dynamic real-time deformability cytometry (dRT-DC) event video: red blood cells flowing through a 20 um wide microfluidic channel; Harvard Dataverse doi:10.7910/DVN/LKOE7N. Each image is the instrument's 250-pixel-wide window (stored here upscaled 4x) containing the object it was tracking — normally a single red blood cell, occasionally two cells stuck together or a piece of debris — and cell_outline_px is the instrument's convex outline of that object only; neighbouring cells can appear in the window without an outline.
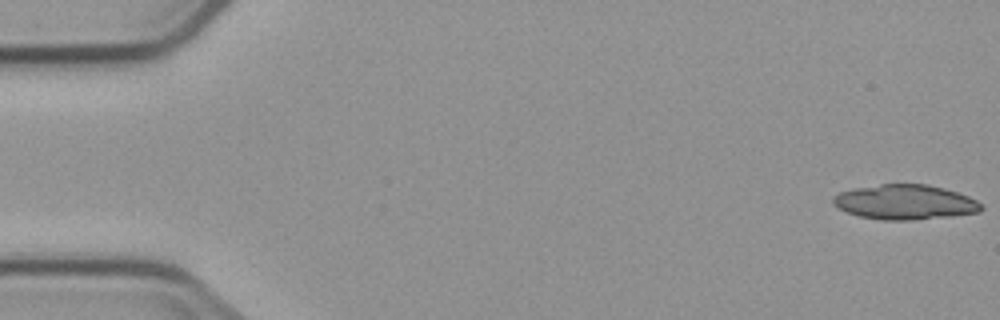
{"species": "common noctule bat (a hibernating species)", "species_latin": "Nyctalus noctula", "temperature_condition": "cold", "stored_images_in_passage": 5, "camera_frame_rate_fps": 3000, "um_per_image_px": 0.085, "animal": {"sex": "male", "body_mass_g": 23.1, "forearm_length_mm": 52.7}, "frame": {"image": 1, "passage_image": 1, "time_ms": 0.0, "image_size_px": [1000, 320], "cell_outline_px": [[984, 208], [980, 212], [952, 216], [912, 220], [880, 220], [860, 216], [848, 212], [832, 204], [832, 196], [840, 192], [856, 188], [880, 184], [928, 184], [944, 188], [968, 196], [976, 200]], "centroid_in_image_um": [76.93, 17.18], "position_along_channel_um": 8.1, "area_um2": 30.06}}